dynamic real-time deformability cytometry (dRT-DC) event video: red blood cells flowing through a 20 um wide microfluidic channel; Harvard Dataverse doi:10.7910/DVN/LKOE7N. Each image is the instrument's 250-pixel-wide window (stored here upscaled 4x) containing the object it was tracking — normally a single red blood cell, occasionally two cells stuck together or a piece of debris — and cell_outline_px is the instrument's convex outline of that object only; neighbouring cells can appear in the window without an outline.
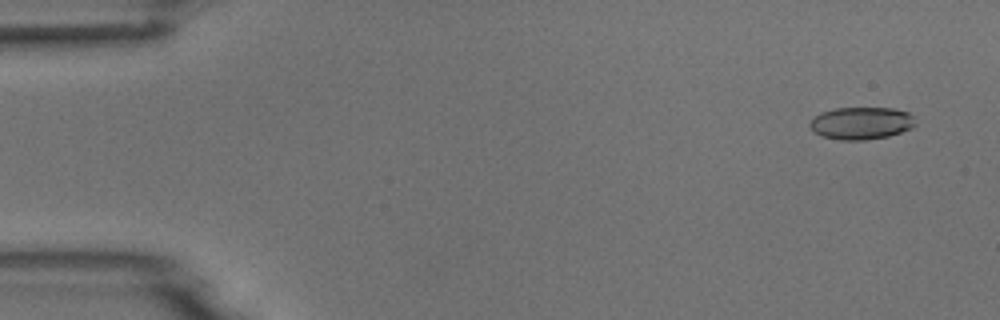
{"species": "common noctule bat (a hibernating species)", "species_latin": "Nyctalus noctula", "temperature_condition": "room temperature", "stored_images_in_passage": 4, "camera_frame_rate_fps": 3000, "um_per_image_px": 0.085, "animal": {"sex": "male", "body_mass_g": 18.8}, "frame": {"image": 1, "passage_image": 1, "time_ms": 0.0, "image_size_px": [1000, 320], "cell_outline_px": [[916, 124], [912, 128], [888, 136], [864, 140], [840, 140], [824, 136], [816, 132], [808, 124], [820, 112], [836, 108], [892, 108], [908, 112], [912, 116]], "centroid_in_image_um": [73.23, 10.46], "position_along_channel_um": 11.8, "area_um2": 19.71}}